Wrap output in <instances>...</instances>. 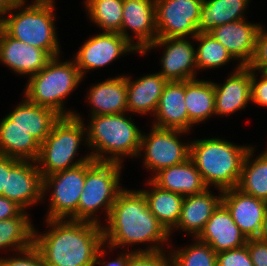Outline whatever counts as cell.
<instances>
[{
    "label": "cell",
    "instance_id": "obj_1",
    "mask_svg": "<svg viewBox=\"0 0 267 266\" xmlns=\"http://www.w3.org/2000/svg\"><path fill=\"white\" fill-rule=\"evenodd\" d=\"M106 219L107 226L102 228L107 249L146 243L150 245L136 252L166 251L161 246L169 242L170 235L151 213L141 190L122 189Z\"/></svg>",
    "mask_w": 267,
    "mask_h": 266
},
{
    "label": "cell",
    "instance_id": "obj_2",
    "mask_svg": "<svg viewBox=\"0 0 267 266\" xmlns=\"http://www.w3.org/2000/svg\"><path fill=\"white\" fill-rule=\"evenodd\" d=\"M45 221L50 229L40 234L34 227L33 240L45 266H95L104 244L103 225L71 219Z\"/></svg>",
    "mask_w": 267,
    "mask_h": 266
},
{
    "label": "cell",
    "instance_id": "obj_3",
    "mask_svg": "<svg viewBox=\"0 0 267 266\" xmlns=\"http://www.w3.org/2000/svg\"><path fill=\"white\" fill-rule=\"evenodd\" d=\"M252 145H236L224 139L206 138L190 142L189 158L201 173L205 185L219 192L237 188L242 165Z\"/></svg>",
    "mask_w": 267,
    "mask_h": 266
},
{
    "label": "cell",
    "instance_id": "obj_4",
    "mask_svg": "<svg viewBox=\"0 0 267 266\" xmlns=\"http://www.w3.org/2000/svg\"><path fill=\"white\" fill-rule=\"evenodd\" d=\"M125 114L90 116L86 143L93 160L122 164L124 156L138 157L142 132Z\"/></svg>",
    "mask_w": 267,
    "mask_h": 266
},
{
    "label": "cell",
    "instance_id": "obj_5",
    "mask_svg": "<svg viewBox=\"0 0 267 266\" xmlns=\"http://www.w3.org/2000/svg\"><path fill=\"white\" fill-rule=\"evenodd\" d=\"M24 4L15 2L0 27L14 39L41 48L51 57L61 56L54 23L55 2Z\"/></svg>",
    "mask_w": 267,
    "mask_h": 266
},
{
    "label": "cell",
    "instance_id": "obj_6",
    "mask_svg": "<svg viewBox=\"0 0 267 266\" xmlns=\"http://www.w3.org/2000/svg\"><path fill=\"white\" fill-rule=\"evenodd\" d=\"M59 57H52L42 70L28 78L24 97L36 105L56 111L62 117H70L76 111H65L64 101L83 78L73 59L61 62Z\"/></svg>",
    "mask_w": 267,
    "mask_h": 266
},
{
    "label": "cell",
    "instance_id": "obj_7",
    "mask_svg": "<svg viewBox=\"0 0 267 266\" xmlns=\"http://www.w3.org/2000/svg\"><path fill=\"white\" fill-rule=\"evenodd\" d=\"M82 119L77 112L70 117H61L40 145L36 163L42 178L92 159L90 154H85L74 162L79 146L83 143L82 140L87 145L86 125Z\"/></svg>",
    "mask_w": 267,
    "mask_h": 266
},
{
    "label": "cell",
    "instance_id": "obj_8",
    "mask_svg": "<svg viewBox=\"0 0 267 266\" xmlns=\"http://www.w3.org/2000/svg\"><path fill=\"white\" fill-rule=\"evenodd\" d=\"M122 164L101 162L93 159L85 162V183L79 199L78 221L102 225L98 216L99 209H104L109 216L120 187Z\"/></svg>",
    "mask_w": 267,
    "mask_h": 266
},
{
    "label": "cell",
    "instance_id": "obj_9",
    "mask_svg": "<svg viewBox=\"0 0 267 266\" xmlns=\"http://www.w3.org/2000/svg\"><path fill=\"white\" fill-rule=\"evenodd\" d=\"M84 183L85 163L43 177V198L47 191L53 189L46 219L78 221L79 199Z\"/></svg>",
    "mask_w": 267,
    "mask_h": 266
},
{
    "label": "cell",
    "instance_id": "obj_10",
    "mask_svg": "<svg viewBox=\"0 0 267 266\" xmlns=\"http://www.w3.org/2000/svg\"><path fill=\"white\" fill-rule=\"evenodd\" d=\"M186 133L183 130L153 125L150 133L145 134L142 131L138 157L145 153L143 166L155 175L161 169L184 163L190 156V142L182 143L180 136Z\"/></svg>",
    "mask_w": 267,
    "mask_h": 266
},
{
    "label": "cell",
    "instance_id": "obj_11",
    "mask_svg": "<svg viewBox=\"0 0 267 266\" xmlns=\"http://www.w3.org/2000/svg\"><path fill=\"white\" fill-rule=\"evenodd\" d=\"M204 0H155L158 38L189 37L198 34Z\"/></svg>",
    "mask_w": 267,
    "mask_h": 266
},
{
    "label": "cell",
    "instance_id": "obj_12",
    "mask_svg": "<svg viewBox=\"0 0 267 266\" xmlns=\"http://www.w3.org/2000/svg\"><path fill=\"white\" fill-rule=\"evenodd\" d=\"M4 197L23 210L43 200V178L35 161L6 156V190Z\"/></svg>",
    "mask_w": 267,
    "mask_h": 266
},
{
    "label": "cell",
    "instance_id": "obj_13",
    "mask_svg": "<svg viewBox=\"0 0 267 266\" xmlns=\"http://www.w3.org/2000/svg\"><path fill=\"white\" fill-rule=\"evenodd\" d=\"M130 52L139 53L120 33L102 32L86 40L73 60L84 78L86 72L109 65Z\"/></svg>",
    "mask_w": 267,
    "mask_h": 266
},
{
    "label": "cell",
    "instance_id": "obj_14",
    "mask_svg": "<svg viewBox=\"0 0 267 266\" xmlns=\"http://www.w3.org/2000/svg\"><path fill=\"white\" fill-rule=\"evenodd\" d=\"M189 37L157 38L140 55H145L151 49L164 47L161 57L162 75L167 81H189L196 79V49Z\"/></svg>",
    "mask_w": 267,
    "mask_h": 266
},
{
    "label": "cell",
    "instance_id": "obj_15",
    "mask_svg": "<svg viewBox=\"0 0 267 266\" xmlns=\"http://www.w3.org/2000/svg\"><path fill=\"white\" fill-rule=\"evenodd\" d=\"M122 11L119 33L141 54L158 38L155 0H123ZM130 29L135 34L133 37L127 32Z\"/></svg>",
    "mask_w": 267,
    "mask_h": 266
},
{
    "label": "cell",
    "instance_id": "obj_16",
    "mask_svg": "<svg viewBox=\"0 0 267 266\" xmlns=\"http://www.w3.org/2000/svg\"><path fill=\"white\" fill-rule=\"evenodd\" d=\"M222 203L247 239L258 237L267 209L266 201L231 188L222 191Z\"/></svg>",
    "mask_w": 267,
    "mask_h": 266
},
{
    "label": "cell",
    "instance_id": "obj_17",
    "mask_svg": "<svg viewBox=\"0 0 267 266\" xmlns=\"http://www.w3.org/2000/svg\"><path fill=\"white\" fill-rule=\"evenodd\" d=\"M51 58L45 50L14 39L0 27V63L15 74L30 78L42 70Z\"/></svg>",
    "mask_w": 267,
    "mask_h": 266
},
{
    "label": "cell",
    "instance_id": "obj_18",
    "mask_svg": "<svg viewBox=\"0 0 267 266\" xmlns=\"http://www.w3.org/2000/svg\"><path fill=\"white\" fill-rule=\"evenodd\" d=\"M241 19L214 28L210 34L239 60L241 66H248L255 53L256 37L261 26Z\"/></svg>",
    "mask_w": 267,
    "mask_h": 266
},
{
    "label": "cell",
    "instance_id": "obj_19",
    "mask_svg": "<svg viewBox=\"0 0 267 266\" xmlns=\"http://www.w3.org/2000/svg\"><path fill=\"white\" fill-rule=\"evenodd\" d=\"M197 239L208 244L216 253L240 248L248 241L222 202L214 210Z\"/></svg>",
    "mask_w": 267,
    "mask_h": 266
},
{
    "label": "cell",
    "instance_id": "obj_20",
    "mask_svg": "<svg viewBox=\"0 0 267 266\" xmlns=\"http://www.w3.org/2000/svg\"><path fill=\"white\" fill-rule=\"evenodd\" d=\"M236 69L223 84L214 82L215 115H230L245 109L251 102V69L236 65Z\"/></svg>",
    "mask_w": 267,
    "mask_h": 266
},
{
    "label": "cell",
    "instance_id": "obj_21",
    "mask_svg": "<svg viewBox=\"0 0 267 266\" xmlns=\"http://www.w3.org/2000/svg\"><path fill=\"white\" fill-rule=\"evenodd\" d=\"M153 126L189 132V116L185 104V81H168L155 114Z\"/></svg>",
    "mask_w": 267,
    "mask_h": 266
},
{
    "label": "cell",
    "instance_id": "obj_22",
    "mask_svg": "<svg viewBox=\"0 0 267 266\" xmlns=\"http://www.w3.org/2000/svg\"><path fill=\"white\" fill-rule=\"evenodd\" d=\"M209 190L210 188H207L202 193L184 196L175 230L180 229L191 234L194 239L200 235L214 210L222 202V192L215 196Z\"/></svg>",
    "mask_w": 267,
    "mask_h": 266
},
{
    "label": "cell",
    "instance_id": "obj_23",
    "mask_svg": "<svg viewBox=\"0 0 267 266\" xmlns=\"http://www.w3.org/2000/svg\"><path fill=\"white\" fill-rule=\"evenodd\" d=\"M168 81L159 73L144 75L137 80L126 76L127 110L140 115L155 114L159 99Z\"/></svg>",
    "mask_w": 267,
    "mask_h": 266
},
{
    "label": "cell",
    "instance_id": "obj_24",
    "mask_svg": "<svg viewBox=\"0 0 267 266\" xmlns=\"http://www.w3.org/2000/svg\"><path fill=\"white\" fill-rule=\"evenodd\" d=\"M11 120V126L27 130L40 144L50 134L54 125L62 117L56 111L36 105L25 97L17 107L6 115Z\"/></svg>",
    "mask_w": 267,
    "mask_h": 266
},
{
    "label": "cell",
    "instance_id": "obj_25",
    "mask_svg": "<svg viewBox=\"0 0 267 266\" xmlns=\"http://www.w3.org/2000/svg\"><path fill=\"white\" fill-rule=\"evenodd\" d=\"M87 95L91 116L128 113L126 75L92 85Z\"/></svg>",
    "mask_w": 267,
    "mask_h": 266
},
{
    "label": "cell",
    "instance_id": "obj_26",
    "mask_svg": "<svg viewBox=\"0 0 267 266\" xmlns=\"http://www.w3.org/2000/svg\"><path fill=\"white\" fill-rule=\"evenodd\" d=\"M150 179L160 188L183 196L199 194L208 188L190 158L182 164L161 169Z\"/></svg>",
    "mask_w": 267,
    "mask_h": 266
},
{
    "label": "cell",
    "instance_id": "obj_27",
    "mask_svg": "<svg viewBox=\"0 0 267 266\" xmlns=\"http://www.w3.org/2000/svg\"><path fill=\"white\" fill-rule=\"evenodd\" d=\"M40 145L24 128L11 126V120L7 116L0 121L1 155L36 162L40 153Z\"/></svg>",
    "mask_w": 267,
    "mask_h": 266
},
{
    "label": "cell",
    "instance_id": "obj_28",
    "mask_svg": "<svg viewBox=\"0 0 267 266\" xmlns=\"http://www.w3.org/2000/svg\"><path fill=\"white\" fill-rule=\"evenodd\" d=\"M147 184L152 188L141 191L147 200L148 207L169 235H172L180 219L184 196L160 188L151 179Z\"/></svg>",
    "mask_w": 267,
    "mask_h": 266
},
{
    "label": "cell",
    "instance_id": "obj_29",
    "mask_svg": "<svg viewBox=\"0 0 267 266\" xmlns=\"http://www.w3.org/2000/svg\"><path fill=\"white\" fill-rule=\"evenodd\" d=\"M250 0H204L201 6L198 33H210L220 25L245 19Z\"/></svg>",
    "mask_w": 267,
    "mask_h": 266
},
{
    "label": "cell",
    "instance_id": "obj_30",
    "mask_svg": "<svg viewBox=\"0 0 267 266\" xmlns=\"http://www.w3.org/2000/svg\"><path fill=\"white\" fill-rule=\"evenodd\" d=\"M214 82L193 79L185 81V104L189 116V131L192 126L205 122L215 115Z\"/></svg>",
    "mask_w": 267,
    "mask_h": 266
},
{
    "label": "cell",
    "instance_id": "obj_31",
    "mask_svg": "<svg viewBox=\"0 0 267 266\" xmlns=\"http://www.w3.org/2000/svg\"><path fill=\"white\" fill-rule=\"evenodd\" d=\"M254 150L255 147H251L244 158L237 188L267 202V149L251 160Z\"/></svg>",
    "mask_w": 267,
    "mask_h": 266
},
{
    "label": "cell",
    "instance_id": "obj_32",
    "mask_svg": "<svg viewBox=\"0 0 267 266\" xmlns=\"http://www.w3.org/2000/svg\"><path fill=\"white\" fill-rule=\"evenodd\" d=\"M22 210L16 217L0 221V249L12 248L16 254L30 248L34 240V226Z\"/></svg>",
    "mask_w": 267,
    "mask_h": 266
},
{
    "label": "cell",
    "instance_id": "obj_33",
    "mask_svg": "<svg viewBox=\"0 0 267 266\" xmlns=\"http://www.w3.org/2000/svg\"><path fill=\"white\" fill-rule=\"evenodd\" d=\"M90 21L102 32L119 33L123 16V0H86Z\"/></svg>",
    "mask_w": 267,
    "mask_h": 266
},
{
    "label": "cell",
    "instance_id": "obj_34",
    "mask_svg": "<svg viewBox=\"0 0 267 266\" xmlns=\"http://www.w3.org/2000/svg\"><path fill=\"white\" fill-rule=\"evenodd\" d=\"M191 40L199 44L196 48L197 71L219 68L234 59L210 33H198Z\"/></svg>",
    "mask_w": 267,
    "mask_h": 266
},
{
    "label": "cell",
    "instance_id": "obj_35",
    "mask_svg": "<svg viewBox=\"0 0 267 266\" xmlns=\"http://www.w3.org/2000/svg\"><path fill=\"white\" fill-rule=\"evenodd\" d=\"M170 254L175 266H217V253L197 238L190 246L178 250L171 248Z\"/></svg>",
    "mask_w": 267,
    "mask_h": 266
},
{
    "label": "cell",
    "instance_id": "obj_36",
    "mask_svg": "<svg viewBox=\"0 0 267 266\" xmlns=\"http://www.w3.org/2000/svg\"><path fill=\"white\" fill-rule=\"evenodd\" d=\"M165 252H168V251H159V252H136L135 251L129 257L127 266H175L174 260L170 252L169 253H165Z\"/></svg>",
    "mask_w": 267,
    "mask_h": 266
},
{
    "label": "cell",
    "instance_id": "obj_37",
    "mask_svg": "<svg viewBox=\"0 0 267 266\" xmlns=\"http://www.w3.org/2000/svg\"><path fill=\"white\" fill-rule=\"evenodd\" d=\"M0 266H45V264L39 250L32 245L28 249L18 251L17 256L0 257Z\"/></svg>",
    "mask_w": 267,
    "mask_h": 266
},
{
    "label": "cell",
    "instance_id": "obj_38",
    "mask_svg": "<svg viewBox=\"0 0 267 266\" xmlns=\"http://www.w3.org/2000/svg\"><path fill=\"white\" fill-rule=\"evenodd\" d=\"M217 266H254L250 258L248 247L230 249L217 253Z\"/></svg>",
    "mask_w": 267,
    "mask_h": 266
},
{
    "label": "cell",
    "instance_id": "obj_39",
    "mask_svg": "<svg viewBox=\"0 0 267 266\" xmlns=\"http://www.w3.org/2000/svg\"><path fill=\"white\" fill-rule=\"evenodd\" d=\"M264 26H260L255 45V53L248 67L251 70L267 72V31Z\"/></svg>",
    "mask_w": 267,
    "mask_h": 266
},
{
    "label": "cell",
    "instance_id": "obj_40",
    "mask_svg": "<svg viewBox=\"0 0 267 266\" xmlns=\"http://www.w3.org/2000/svg\"><path fill=\"white\" fill-rule=\"evenodd\" d=\"M255 72L251 70V102L267 107V72H259L261 79L257 78Z\"/></svg>",
    "mask_w": 267,
    "mask_h": 266
},
{
    "label": "cell",
    "instance_id": "obj_41",
    "mask_svg": "<svg viewBox=\"0 0 267 266\" xmlns=\"http://www.w3.org/2000/svg\"><path fill=\"white\" fill-rule=\"evenodd\" d=\"M254 266H267V242L257 238L248 239L246 243Z\"/></svg>",
    "mask_w": 267,
    "mask_h": 266
},
{
    "label": "cell",
    "instance_id": "obj_42",
    "mask_svg": "<svg viewBox=\"0 0 267 266\" xmlns=\"http://www.w3.org/2000/svg\"><path fill=\"white\" fill-rule=\"evenodd\" d=\"M22 210L14 201L0 196V221L16 217Z\"/></svg>",
    "mask_w": 267,
    "mask_h": 266
},
{
    "label": "cell",
    "instance_id": "obj_43",
    "mask_svg": "<svg viewBox=\"0 0 267 266\" xmlns=\"http://www.w3.org/2000/svg\"><path fill=\"white\" fill-rule=\"evenodd\" d=\"M104 247H105V244H103L99 248L97 255H96V259H95V265L99 264V265H103V266H127L129 257L135 252V250H131V251L126 252V253L122 252L121 255L117 259L105 263V261L102 262L101 259H99V258L103 257L107 251V249Z\"/></svg>",
    "mask_w": 267,
    "mask_h": 266
},
{
    "label": "cell",
    "instance_id": "obj_44",
    "mask_svg": "<svg viewBox=\"0 0 267 266\" xmlns=\"http://www.w3.org/2000/svg\"><path fill=\"white\" fill-rule=\"evenodd\" d=\"M6 190V156L0 154V196H4Z\"/></svg>",
    "mask_w": 267,
    "mask_h": 266
},
{
    "label": "cell",
    "instance_id": "obj_45",
    "mask_svg": "<svg viewBox=\"0 0 267 266\" xmlns=\"http://www.w3.org/2000/svg\"><path fill=\"white\" fill-rule=\"evenodd\" d=\"M14 3V0H0V22L6 17V14L11 11Z\"/></svg>",
    "mask_w": 267,
    "mask_h": 266
},
{
    "label": "cell",
    "instance_id": "obj_46",
    "mask_svg": "<svg viewBox=\"0 0 267 266\" xmlns=\"http://www.w3.org/2000/svg\"><path fill=\"white\" fill-rule=\"evenodd\" d=\"M257 239L264 241V242H267V209L265 211L261 231H260Z\"/></svg>",
    "mask_w": 267,
    "mask_h": 266
},
{
    "label": "cell",
    "instance_id": "obj_47",
    "mask_svg": "<svg viewBox=\"0 0 267 266\" xmlns=\"http://www.w3.org/2000/svg\"><path fill=\"white\" fill-rule=\"evenodd\" d=\"M55 0H34V3H51L54 2ZM14 2H24L26 3V0H14Z\"/></svg>",
    "mask_w": 267,
    "mask_h": 266
}]
</instances>
